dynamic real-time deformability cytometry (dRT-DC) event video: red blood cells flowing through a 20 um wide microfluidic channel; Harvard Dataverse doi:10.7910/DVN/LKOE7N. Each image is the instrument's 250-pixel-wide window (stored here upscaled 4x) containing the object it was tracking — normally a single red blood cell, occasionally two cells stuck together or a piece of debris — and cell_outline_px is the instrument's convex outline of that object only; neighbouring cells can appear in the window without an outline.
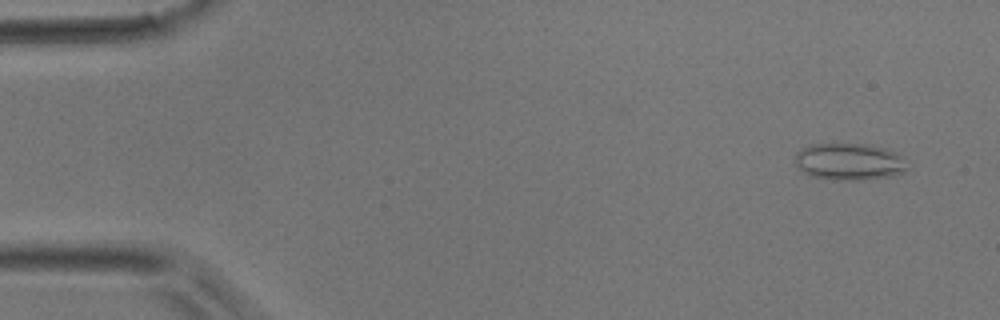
{"species": "common noctule bat (a hibernating species)", "species_latin": "Nyctalus noctula", "temperature_condition": "room temperature", "stored_images_in_passage": 46, "camera_frame_rate_fps": 3000, "um_per_image_px": 0.085, "animal": {"sex": "male", "body_mass_g": 17.9}, "frame": {"image": 1, "passage_image": 2, "time_ms": 0.333, "image_size_px": [1000, 320], "cell_outline_px": [[904, 172], [892, 176], [860, 180], [832, 180], [812, 176], [804, 172], [796, 164], [796, 152], [800, 148], [808, 144], [864, 144], [884, 148], [896, 152], [900, 156], [904, 168]], "centroid_in_image_um": [72.12, 13.74], "position_along_channel_um": 12.9, "area_um2": 23.87}}
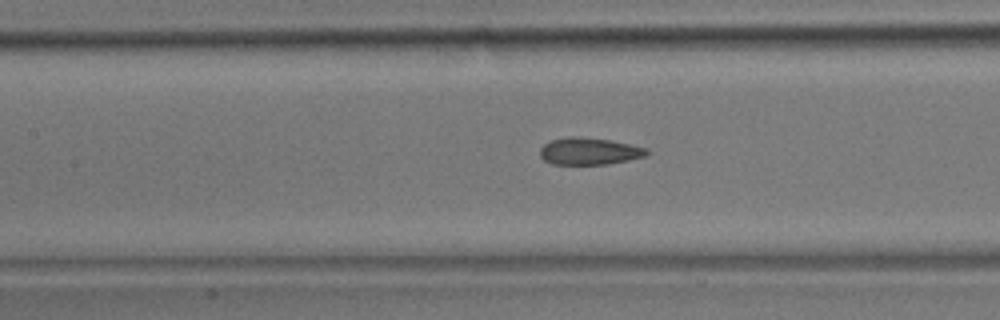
{"frame": {"image": 2, "passage_image": 20, "time_ms": 6.333, "image_size_px": [1000, 320], "cell_outline_px": [[652, 152], [648, 156], [608, 164], [552, 164], [544, 160], [540, 156], [540, 148], [544, 144], [552, 140], [572, 136], [576, 136], [608, 140], [632, 144], [648, 148]], "centroid_in_image_um": [50.15, 12.86], "position_along_channel_um": 157.3, "area_um2": 16.94}}
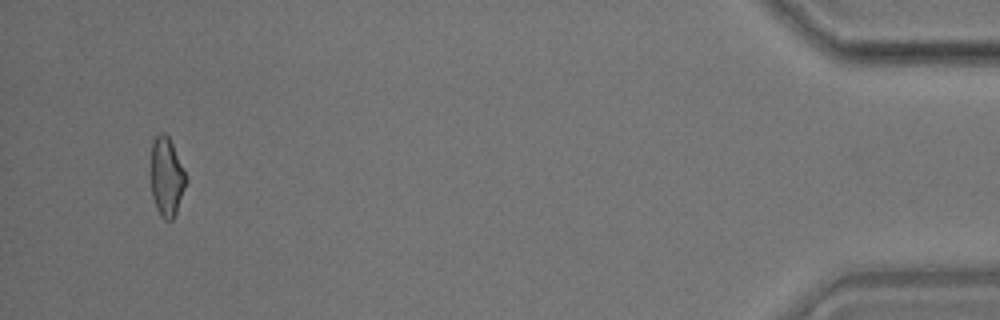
{"frame": {"image": 3, "passage_image": 44, "time_ms": 14.333, "image_size_px": [1000, 320], "cell_outline_px": [[188, 180], [176, 212], [172, 220], [164, 220], [160, 216], [156, 208], [152, 196], [152, 140], [160, 132], [164, 132], [168, 136], [172, 144]], "centroid_in_image_um": [14.17, 15.06], "position_along_channel_um": 421.0, "area_um2": 15.9}}